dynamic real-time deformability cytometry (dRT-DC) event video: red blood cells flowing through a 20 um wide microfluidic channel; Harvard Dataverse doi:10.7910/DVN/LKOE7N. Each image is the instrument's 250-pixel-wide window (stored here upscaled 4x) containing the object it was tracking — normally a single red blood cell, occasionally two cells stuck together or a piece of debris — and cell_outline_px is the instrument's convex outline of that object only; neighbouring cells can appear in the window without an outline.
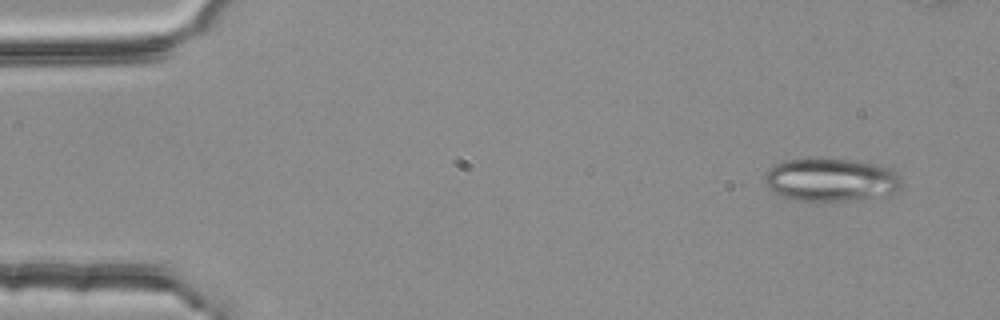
{"species": "common noctule bat (a hibernating species)", "species_latin": "Nyctalus noctula", "temperature_condition": "room temperature", "stored_images_in_passage": 5, "segment_of_instrument_passage": [1, 2], "camera_frame_rate_fps": 3000, "um_per_image_px": 0.085, "animal": {"sex": "female", "body_mass_g": 25.1}, "frame": {"image": 1, "passage_image": 1, "time_ms": 0.0, "image_size_px": [1000, 320], "cell_outline_px": [[904, 188], [884, 196], [844, 200], [800, 200], [784, 196], [772, 192], [764, 184], [764, 176], [776, 164], [784, 160], [808, 156], [828, 156], [856, 160], [880, 164], [888, 168], [900, 176], [904, 180]], "centroid_in_image_um": [70.67, 15.22], "position_along_channel_um": 14.3, "area_um2": 35.37}}